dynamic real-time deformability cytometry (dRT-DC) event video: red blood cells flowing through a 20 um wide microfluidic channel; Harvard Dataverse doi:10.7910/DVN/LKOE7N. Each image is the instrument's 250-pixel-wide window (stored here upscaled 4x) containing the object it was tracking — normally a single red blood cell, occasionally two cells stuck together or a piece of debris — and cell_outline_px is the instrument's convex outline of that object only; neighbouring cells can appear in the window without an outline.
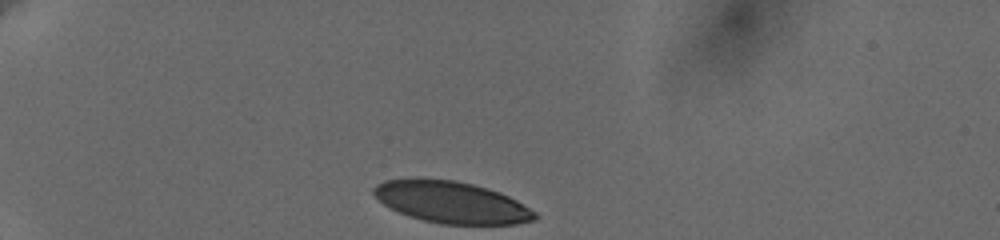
{"species": "human", "species_latin": "Homo sapiens", "temperature_condition": "cold", "stored_images_in_passage": 36, "camera_frame_rate_fps": 3000, "um_per_image_px": 0.085, "donor": {"sex": "female"}, "frame": {"image": 1, "passage_image": 1, "time_ms": 0.0, "image_size_px": [1000, 240], "cell_outline_px": [[536, 220], [516, 224], [440, 224], [408, 216], [384, 204], [372, 192], [372, 188], [376, 184], [384, 180], [416, 176], [420, 176], [456, 180], [488, 188], [500, 192], [516, 200], [536, 212]], "centroid_in_image_um": [38.34, 17.15], "position_along_channel_um": 46.7, "area_um2": 39.65}}
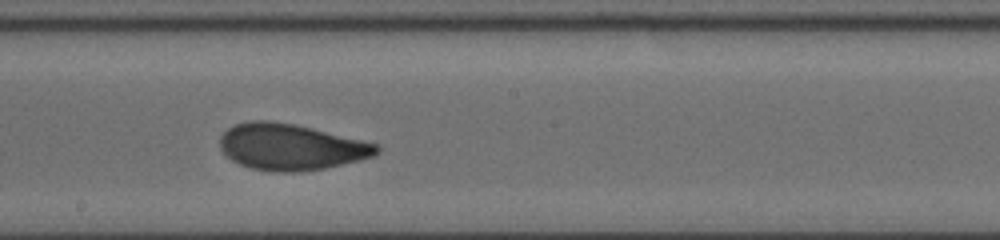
{"frame": {"image": 2, "passage_image": 20, "time_ms": 6.333, "image_size_px": [1000, 240], "cell_outline_px": [[380, 152], [372, 156], [360, 160], [324, 168], [300, 172], [272, 172], [252, 168], [240, 164], [232, 160], [220, 148], [220, 136], [228, 128], [236, 124], [252, 120], [268, 120], [292, 124], [312, 128], [380, 144]], "centroid_in_image_um": [24.74, 12.49], "position_along_channel_um": 223.5, "area_um2": 42.14}}
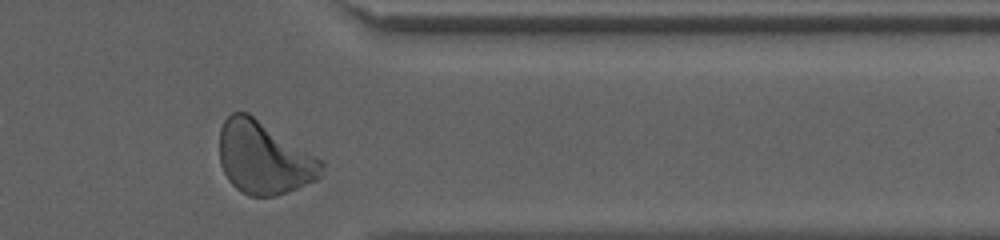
{"frame": {"image": 3, "passage_image": 34, "time_ms": 11.0, "image_size_px": [1000, 240], "cell_outline_px": [[324, 168], [320, 176], [316, 180], [276, 196], [248, 196], [236, 188], [228, 180], [220, 164], [220, 128], [224, 120], [232, 112], [248, 112], [320, 160], [324, 164]], "centroid_in_image_um": [22.39, 13.43], "position_along_channel_um": 389.0, "area_um2": 42.66}, "authors_computed_cell_mechanics": {"area_um2": 41.6738, "velocity_mm_per_s": 3.6155, "shape_relaxation_time_tau1_ms": 4.022, "shape_relaxation_time_tau2_ms": 0.91, "deformation_change_tau1": 0.1413, "deformation_change_tau2": 0.0679}}